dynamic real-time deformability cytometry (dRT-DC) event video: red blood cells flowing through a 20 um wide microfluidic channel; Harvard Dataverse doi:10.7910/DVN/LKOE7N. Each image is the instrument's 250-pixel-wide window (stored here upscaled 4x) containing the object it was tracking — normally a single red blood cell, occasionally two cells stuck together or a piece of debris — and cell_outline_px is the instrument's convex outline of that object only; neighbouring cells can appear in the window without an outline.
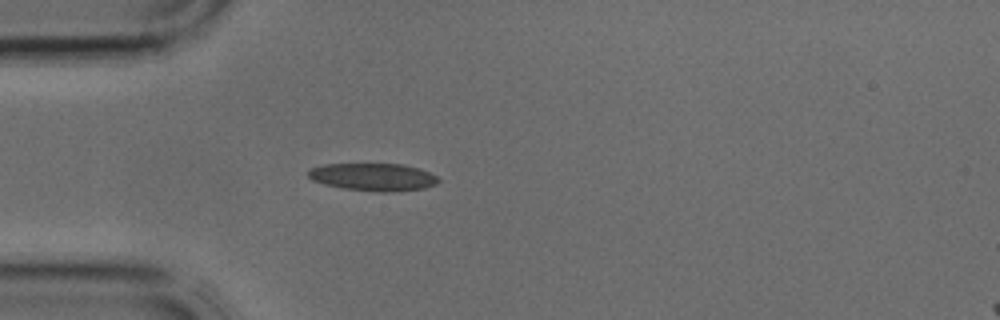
{"species": "common noctule bat (a hibernating species)", "species_latin": "Nyctalus noctula", "temperature_condition": "cold", "stored_images_in_passage": 1, "camera_frame_rate_fps": 3000, "um_per_image_px": 0.085, "animal": {"sex": "male", "body_mass_g": 17.9, "forearm_length_mm": 54.2}, "frame": {"image": 1, "passage_image": 1, "time_ms": 0.0, "image_size_px": [1000, 320], "cell_outline_px": [[440, 180], [436, 184], [424, 188], [388, 192], [380, 192], [344, 188], [324, 184], [312, 180], [308, 176], [308, 168], [324, 164], [404, 164], [420, 168], [436, 176]], "centroid_in_image_um": [31.71, 15.03], "position_along_channel_um": 53.3, "area_um2": 20.92}}